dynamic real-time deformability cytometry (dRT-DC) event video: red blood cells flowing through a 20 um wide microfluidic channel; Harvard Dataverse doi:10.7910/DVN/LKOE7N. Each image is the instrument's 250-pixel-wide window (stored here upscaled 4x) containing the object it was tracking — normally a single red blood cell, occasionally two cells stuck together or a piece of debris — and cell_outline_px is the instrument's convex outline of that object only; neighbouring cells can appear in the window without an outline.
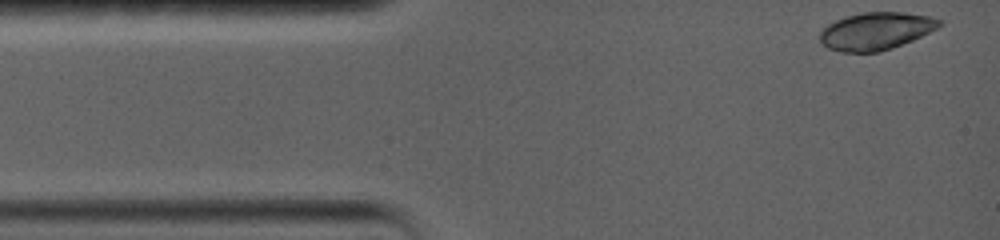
{"species": "common noctule bat (a hibernating species)", "species_latin": "Nyctalus noctula", "temperature_condition": "warm", "stored_images_in_passage": 8, "camera_frame_rate_fps": 5000, "um_per_image_px": 0.085, "animal": {"sex": "female", "body_mass_g": 19.0, "forearm_length_mm": 56.7}, "frame": {"image": 1, "passage_image": 1, "time_ms": 0.0, "image_size_px": [1000, 240], "cell_outline_px": [[944, 24], [912, 40], [892, 48], [876, 52], [840, 52], [828, 48], [820, 40], [820, 32], [828, 24], [844, 16], [864, 12], [904, 12], [928, 16], [944, 20]], "centroid_in_image_um": [74.46, 2.63], "position_along_channel_um": 10.5, "area_um2": 26.01}}
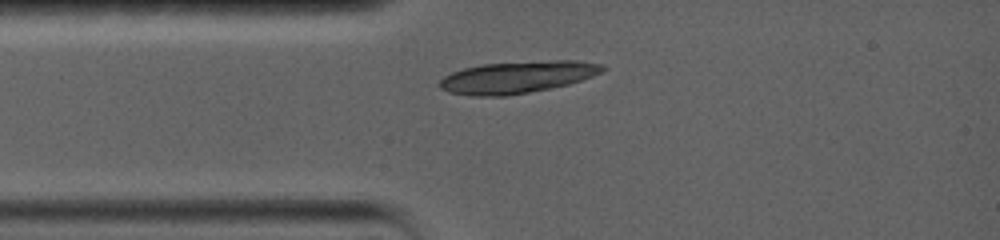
{"frame": {"image": 2, "passage_image": 8, "time_ms": 2.6, "image_size_px": [1000, 240], "cell_outline_px": [[608, 68], [592, 76], [568, 84], [552, 88], [504, 96], [472, 96], [448, 92], [440, 88], [440, 80], [444, 76], [452, 72], [464, 68], [480, 64], [552, 60], [576, 60], [604, 64]], "centroid_in_image_um": [43.98, 6.55], "position_along_channel_um": 41.0, "area_um2": 30.4}}